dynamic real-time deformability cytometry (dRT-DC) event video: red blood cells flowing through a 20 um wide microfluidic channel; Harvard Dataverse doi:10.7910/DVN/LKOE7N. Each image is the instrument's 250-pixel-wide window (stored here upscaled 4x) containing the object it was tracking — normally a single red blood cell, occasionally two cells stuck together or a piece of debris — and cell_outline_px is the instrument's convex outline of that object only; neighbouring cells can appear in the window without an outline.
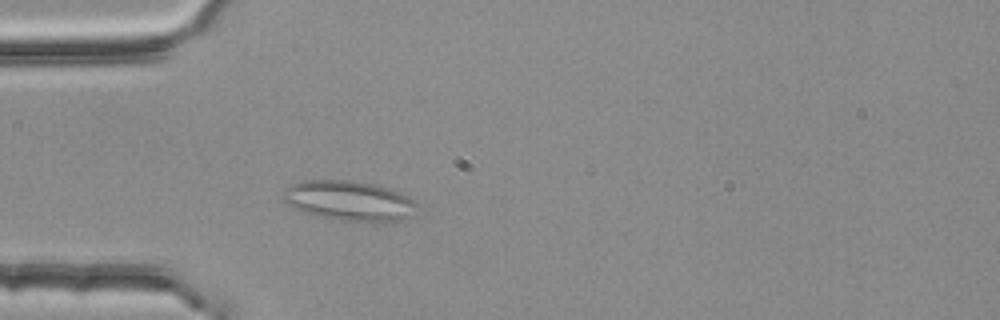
{"species": "common noctule bat (a hibernating species)", "species_latin": "Nyctalus noctula", "temperature_condition": "room temperature", "stored_images_in_passage": 2, "camera_frame_rate_fps": 3000, "um_per_image_px": 0.085, "animal": {"sex": "female", "body_mass_g": 25.1}, "frame": {"image": 1, "passage_image": 2, "time_ms": 0.333, "image_size_px": [1000, 320], "cell_outline_px": [[416, 204], [408, 216], [400, 220], [380, 224], [372, 224], [340, 220], [316, 216], [292, 208], [280, 200], [280, 196], [284, 188], [288, 184], [304, 180], [352, 180], [392, 188], [408, 196]], "centroid_in_image_um": [29.58, 17.08], "position_along_channel_um": 55.4, "area_um2": 32.02}}